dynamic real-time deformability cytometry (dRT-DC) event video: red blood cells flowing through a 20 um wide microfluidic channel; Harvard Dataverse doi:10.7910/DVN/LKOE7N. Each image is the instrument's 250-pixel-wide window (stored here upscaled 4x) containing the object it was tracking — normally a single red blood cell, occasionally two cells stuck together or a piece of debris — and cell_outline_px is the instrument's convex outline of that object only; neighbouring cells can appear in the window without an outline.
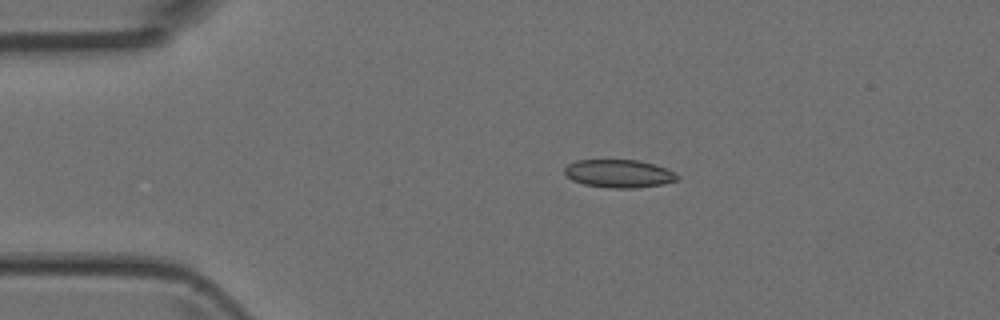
{"species": "Egyptian fruit bat (a non-hibernating species)", "species_latin": "Rousettus aegyptiacus", "temperature_condition": "room temperature", "stored_images_in_passage": 4, "camera_frame_rate_fps": 3000, "um_per_image_px": 0.085, "animal": {"sex": "female"}, "frame": {"image": 1, "passage_image": 3, "time_ms": 0.667, "image_size_px": [1000, 320], "cell_outline_px": [[680, 180], [660, 184], [636, 188], [608, 188], [584, 184], [572, 180], [564, 172], [564, 168], [568, 164], [576, 160], [640, 160], [656, 164], [680, 176]], "centroid_in_image_um": [52.61, 14.75], "position_along_channel_um": 32.4, "area_um2": 18.44}}